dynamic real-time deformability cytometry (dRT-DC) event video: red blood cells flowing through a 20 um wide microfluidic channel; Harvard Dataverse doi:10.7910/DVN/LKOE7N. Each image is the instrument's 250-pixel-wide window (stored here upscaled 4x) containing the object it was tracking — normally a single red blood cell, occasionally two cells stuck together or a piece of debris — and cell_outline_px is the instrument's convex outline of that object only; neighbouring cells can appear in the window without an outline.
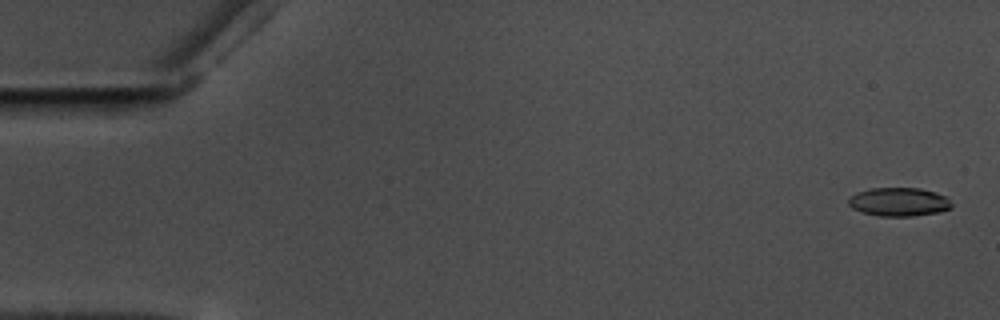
{"species": "common noctule bat (a hibernating species)", "species_latin": "Nyctalus noctula", "temperature_condition": "warm", "stored_images_in_passage": 58, "camera_frame_rate_fps": 3000, "um_per_image_px": 0.085, "animal": {"sex": "male", "body_mass_g": 17.5, "forearm_length_mm": 52.3}, "frame": {"image": 1, "passage_image": 2, "time_ms": 0.333, "image_size_px": [1000, 320], "cell_outline_px": [[952, 208], [940, 212], [912, 216], [880, 216], [860, 212], [852, 208], [848, 204], [848, 196], [856, 192], [872, 188], [920, 188], [936, 192], [948, 196], [952, 204]], "centroid_in_image_um": [76.41, 17.16], "position_along_channel_um": 8.6, "area_um2": 17.51}}
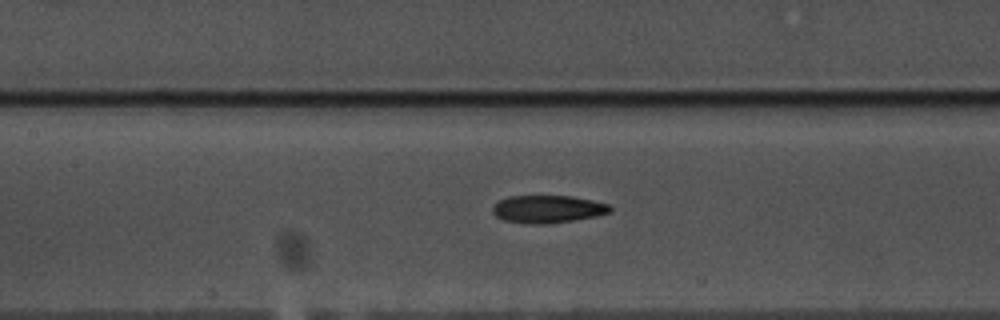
{"frame": {"image": 2, "passage_image": 27, "time_ms": 8.667, "image_size_px": [1000, 320], "cell_outline_px": [[612, 212], [596, 216], [548, 224], [528, 224], [504, 220], [496, 216], [492, 212], [492, 208], [500, 200], [508, 196], [572, 196], [612, 204]], "centroid_in_image_um": [46.59, 17.77], "position_along_channel_um": 160.8, "area_um2": 19.02}}
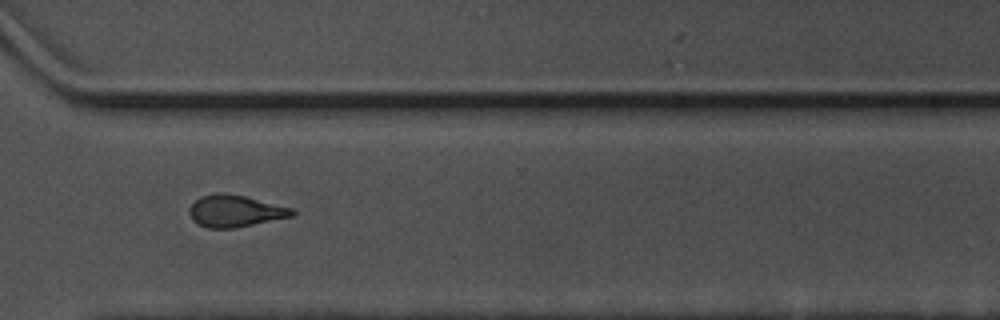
{"frame": {"image": 3, "passage_image": 43, "time_ms": 14.0, "image_size_px": [1000, 320], "cell_outline_px": [[296, 212], [292, 216], [236, 228], [208, 228], [196, 224], [192, 220], [188, 212], [188, 208], [200, 196], [220, 192], [244, 196], [292, 208]], "centroid_in_image_um": [19.94, 17.94], "position_along_channel_um": 350.7, "area_um2": 19.07}, "authors_computed_cell_mechanics": {"area_um2": 18.9006, "velocity_mm_per_s": 3.5626, "shape_relaxation_time_tau1_ms": 4.2021, "shape_relaxation_time_tau2_ms": 2.6168, "deformation_change_tau1": 0.1504, "deformation_change_tau2": 0.1112}}